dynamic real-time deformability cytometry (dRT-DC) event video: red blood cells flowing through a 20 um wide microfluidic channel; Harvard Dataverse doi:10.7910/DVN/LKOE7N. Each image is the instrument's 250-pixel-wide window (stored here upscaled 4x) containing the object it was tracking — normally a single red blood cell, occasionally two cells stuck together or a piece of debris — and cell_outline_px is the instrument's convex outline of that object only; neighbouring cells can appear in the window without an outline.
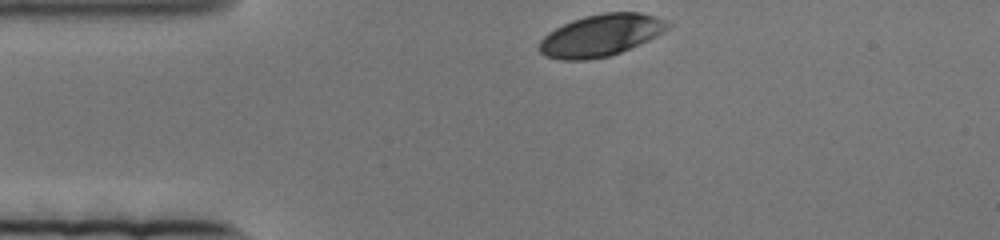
{"species": "human", "species_latin": "Homo sapiens", "temperature_condition": "cold", "stored_images_in_passage": 53, "camera_frame_rate_fps": 3000, "um_per_image_px": 0.085, "donor": {"sex": "female"}, "frame": {"image": 1, "passage_image": 1, "time_ms": 0.0, "image_size_px": [1000, 240], "cell_outline_px": [[672, 24], [664, 32], [640, 44], [620, 52], [608, 56], [584, 60], [560, 60], [544, 56], [536, 48], [540, 40], [548, 32], [572, 20], [584, 16], [604, 12], [640, 12], [668, 20]], "centroid_in_image_um": [51.06, 3.0], "position_along_channel_um": 33.9, "area_um2": 31.56}}
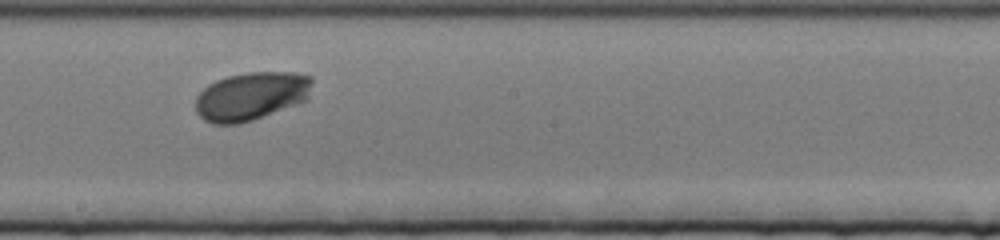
{"frame": {"image": 2, "passage_image": 30, "time_ms": 9.667, "image_size_px": [1000, 240], "cell_outline_px": [[312, 80], [308, 100], [252, 120], [236, 124], [212, 124], [204, 120], [196, 112], [196, 96], [208, 84], [216, 80], [228, 76], [248, 72], [296, 72], [312, 76]], "centroid_in_image_um": [21.36, 8.16], "position_along_channel_um": 226.8, "area_um2": 32.95}}
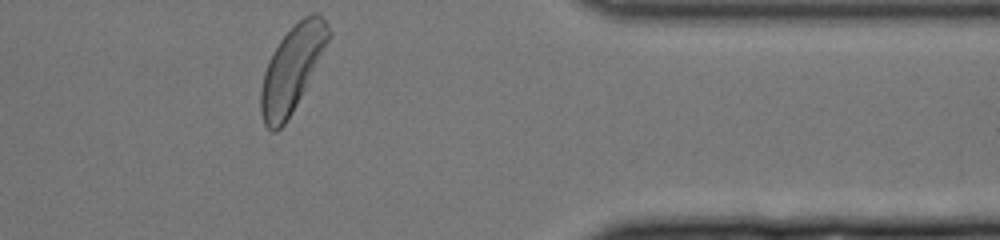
{"frame": {"image": 3, "passage_image": 53, "time_ms": 17.333, "image_size_px": [1000, 240], "cell_outline_px": [[332, 36], [292, 112], [284, 124], [276, 132], [272, 132], [264, 124], [260, 112], [260, 92], [264, 72], [268, 60], [272, 52], [280, 40], [304, 16], [312, 12], [316, 12], [324, 16], [332, 32]], "centroid_in_image_um": [24.83, 5.83], "position_along_channel_um": 386.6, "area_um2": 33.47}}